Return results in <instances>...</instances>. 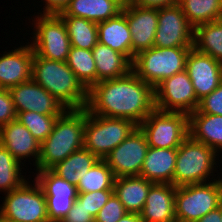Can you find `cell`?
<instances>
[{
    "label": "cell",
    "mask_w": 222,
    "mask_h": 222,
    "mask_svg": "<svg viewBox=\"0 0 222 222\" xmlns=\"http://www.w3.org/2000/svg\"><path fill=\"white\" fill-rule=\"evenodd\" d=\"M33 184V185H32ZM5 195L0 205V214L16 222H49L46 199L40 185L27 181Z\"/></svg>",
    "instance_id": "obj_9"
},
{
    "label": "cell",
    "mask_w": 222,
    "mask_h": 222,
    "mask_svg": "<svg viewBox=\"0 0 222 222\" xmlns=\"http://www.w3.org/2000/svg\"><path fill=\"white\" fill-rule=\"evenodd\" d=\"M32 80L53 95L66 109H83L88 90L66 62L44 59L34 54Z\"/></svg>",
    "instance_id": "obj_3"
},
{
    "label": "cell",
    "mask_w": 222,
    "mask_h": 222,
    "mask_svg": "<svg viewBox=\"0 0 222 222\" xmlns=\"http://www.w3.org/2000/svg\"><path fill=\"white\" fill-rule=\"evenodd\" d=\"M0 222H16V221L9 220L0 214Z\"/></svg>",
    "instance_id": "obj_44"
},
{
    "label": "cell",
    "mask_w": 222,
    "mask_h": 222,
    "mask_svg": "<svg viewBox=\"0 0 222 222\" xmlns=\"http://www.w3.org/2000/svg\"><path fill=\"white\" fill-rule=\"evenodd\" d=\"M175 191L173 184L154 183L140 212L143 222H173L175 218Z\"/></svg>",
    "instance_id": "obj_20"
},
{
    "label": "cell",
    "mask_w": 222,
    "mask_h": 222,
    "mask_svg": "<svg viewBox=\"0 0 222 222\" xmlns=\"http://www.w3.org/2000/svg\"><path fill=\"white\" fill-rule=\"evenodd\" d=\"M17 119V113L8 89L0 87V127Z\"/></svg>",
    "instance_id": "obj_38"
},
{
    "label": "cell",
    "mask_w": 222,
    "mask_h": 222,
    "mask_svg": "<svg viewBox=\"0 0 222 222\" xmlns=\"http://www.w3.org/2000/svg\"><path fill=\"white\" fill-rule=\"evenodd\" d=\"M222 204V178L210 182L177 186L175 218L182 222H197Z\"/></svg>",
    "instance_id": "obj_6"
},
{
    "label": "cell",
    "mask_w": 222,
    "mask_h": 222,
    "mask_svg": "<svg viewBox=\"0 0 222 222\" xmlns=\"http://www.w3.org/2000/svg\"><path fill=\"white\" fill-rule=\"evenodd\" d=\"M92 56L96 65L97 83L123 77L132 70V62L124 54L99 42L92 48Z\"/></svg>",
    "instance_id": "obj_26"
},
{
    "label": "cell",
    "mask_w": 222,
    "mask_h": 222,
    "mask_svg": "<svg viewBox=\"0 0 222 222\" xmlns=\"http://www.w3.org/2000/svg\"><path fill=\"white\" fill-rule=\"evenodd\" d=\"M35 181L44 192L49 222H61L77 199V187L51 169L35 171Z\"/></svg>",
    "instance_id": "obj_12"
},
{
    "label": "cell",
    "mask_w": 222,
    "mask_h": 222,
    "mask_svg": "<svg viewBox=\"0 0 222 222\" xmlns=\"http://www.w3.org/2000/svg\"><path fill=\"white\" fill-rule=\"evenodd\" d=\"M124 7L121 0H70L59 16H73L100 23L118 16Z\"/></svg>",
    "instance_id": "obj_22"
},
{
    "label": "cell",
    "mask_w": 222,
    "mask_h": 222,
    "mask_svg": "<svg viewBox=\"0 0 222 222\" xmlns=\"http://www.w3.org/2000/svg\"><path fill=\"white\" fill-rule=\"evenodd\" d=\"M66 63L88 91L97 84L96 65L92 50L71 46Z\"/></svg>",
    "instance_id": "obj_31"
},
{
    "label": "cell",
    "mask_w": 222,
    "mask_h": 222,
    "mask_svg": "<svg viewBox=\"0 0 222 222\" xmlns=\"http://www.w3.org/2000/svg\"><path fill=\"white\" fill-rule=\"evenodd\" d=\"M86 108L67 109L59 116L53 131L41 143L34 171L51 169L70 154L84 147Z\"/></svg>",
    "instance_id": "obj_2"
},
{
    "label": "cell",
    "mask_w": 222,
    "mask_h": 222,
    "mask_svg": "<svg viewBox=\"0 0 222 222\" xmlns=\"http://www.w3.org/2000/svg\"><path fill=\"white\" fill-rule=\"evenodd\" d=\"M0 144L21 164L24 165L27 160L29 163L30 160H34L33 167L37 166L41 143L17 119L0 127Z\"/></svg>",
    "instance_id": "obj_19"
},
{
    "label": "cell",
    "mask_w": 222,
    "mask_h": 222,
    "mask_svg": "<svg viewBox=\"0 0 222 222\" xmlns=\"http://www.w3.org/2000/svg\"><path fill=\"white\" fill-rule=\"evenodd\" d=\"M197 110L200 113L222 116V82L209 95L199 100Z\"/></svg>",
    "instance_id": "obj_37"
},
{
    "label": "cell",
    "mask_w": 222,
    "mask_h": 222,
    "mask_svg": "<svg viewBox=\"0 0 222 222\" xmlns=\"http://www.w3.org/2000/svg\"><path fill=\"white\" fill-rule=\"evenodd\" d=\"M98 160L92 152L83 147L70 154L65 160L57 163L51 170L66 181L77 186L84 173Z\"/></svg>",
    "instance_id": "obj_27"
},
{
    "label": "cell",
    "mask_w": 222,
    "mask_h": 222,
    "mask_svg": "<svg viewBox=\"0 0 222 222\" xmlns=\"http://www.w3.org/2000/svg\"><path fill=\"white\" fill-rule=\"evenodd\" d=\"M185 71L192 81L198 100L209 95L222 82V63L194 47L187 56Z\"/></svg>",
    "instance_id": "obj_17"
},
{
    "label": "cell",
    "mask_w": 222,
    "mask_h": 222,
    "mask_svg": "<svg viewBox=\"0 0 222 222\" xmlns=\"http://www.w3.org/2000/svg\"><path fill=\"white\" fill-rule=\"evenodd\" d=\"M61 115H42L34 111H25L17 114V120L30 131L39 143H42L53 131L56 120Z\"/></svg>",
    "instance_id": "obj_34"
},
{
    "label": "cell",
    "mask_w": 222,
    "mask_h": 222,
    "mask_svg": "<svg viewBox=\"0 0 222 222\" xmlns=\"http://www.w3.org/2000/svg\"><path fill=\"white\" fill-rule=\"evenodd\" d=\"M178 4L193 28L222 19V0H179Z\"/></svg>",
    "instance_id": "obj_29"
},
{
    "label": "cell",
    "mask_w": 222,
    "mask_h": 222,
    "mask_svg": "<svg viewBox=\"0 0 222 222\" xmlns=\"http://www.w3.org/2000/svg\"><path fill=\"white\" fill-rule=\"evenodd\" d=\"M122 12L125 14L132 41V62L135 56L153 47L158 25V8L142 7L127 2Z\"/></svg>",
    "instance_id": "obj_15"
},
{
    "label": "cell",
    "mask_w": 222,
    "mask_h": 222,
    "mask_svg": "<svg viewBox=\"0 0 222 222\" xmlns=\"http://www.w3.org/2000/svg\"><path fill=\"white\" fill-rule=\"evenodd\" d=\"M98 42L124 54L132 62V41L127 18L123 12L97 23Z\"/></svg>",
    "instance_id": "obj_24"
},
{
    "label": "cell",
    "mask_w": 222,
    "mask_h": 222,
    "mask_svg": "<svg viewBox=\"0 0 222 222\" xmlns=\"http://www.w3.org/2000/svg\"><path fill=\"white\" fill-rule=\"evenodd\" d=\"M25 165L21 164L3 145L0 144V192L8 193L21 187L30 179L22 175ZM23 169V170H22Z\"/></svg>",
    "instance_id": "obj_32"
},
{
    "label": "cell",
    "mask_w": 222,
    "mask_h": 222,
    "mask_svg": "<svg viewBox=\"0 0 222 222\" xmlns=\"http://www.w3.org/2000/svg\"><path fill=\"white\" fill-rule=\"evenodd\" d=\"M219 155L214 149L188 136L177 148L173 185L204 183L220 178L218 171L222 170L219 165L222 164V156ZM218 167L219 170H216Z\"/></svg>",
    "instance_id": "obj_4"
},
{
    "label": "cell",
    "mask_w": 222,
    "mask_h": 222,
    "mask_svg": "<svg viewBox=\"0 0 222 222\" xmlns=\"http://www.w3.org/2000/svg\"><path fill=\"white\" fill-rule=\"evenodd\" d=\"M193 47L222 63V19L195 27Z\"/></svg>",
    "instance_id": "obj_28"
},
{
    "label": "cell",
    "mask_w": 222,
    "mask_h": 222,
    "mask_svg": "<svg viewBox=\"0 0 222 222\" xmlns=\"http://www.w3.org/2000/svg\"><path fill=\"white\" fill-rule=\"evenodd\" d=\"M148 148L144 133L137 127L104 158V161L116 178L139 176Z\"/></svg>",
    "instance_id": "obj_14"
},
{
    "label": "cell",
    "mask_w": 222,
    "mask_h": 222,
    "mask_svg": "<svg viewBox=\"0 0 222 222\" xmlns=\"http://www.w3.org/2000/svg\"><path fill=\"white\" fill-rule=\"evenodd\" d=\"M221 221H222V204H221Z\"/></svg>",
    "instance_id": "obj_46"
},
{
    "label": "cell",
    "mask_w": 222,
    "mask_h": 222,
    "mask_svg": "<svg viewBox=\"0 0 222 222\" xmlns=\"http://www.w3.org/2000/svg\"><path fill=\"white\" fill-rule=\"evenodd\" d=\"M129 3L142 7L161 8L179 3V0H129Z\"/></svg>",
    "instance_id": "obj_41"
},
{
    "label": "cell",
    "mask_w": 222,
    "mask_h": 222,
    "mask_svg": "<svg viewBox=\"0 0 222 222\" xmlns=\"http://www.w3.org/2000/svg\"><path fill=\"white\" fill-rule=\"evenodd\" d=\"M153 184L140 175L115 178L114 195L119 198L127 213L140 214Z\"/></svg>",
    "instance_id": "obj_25"
},
{
    "label": "cell",
    "mask_w": 222,
    "mask_h": 222,
    "mask_svg": "<svg viewBox=\"0 0 222 222\" xmlns=\"http://www.w3.org/2000/svg\"><path fill=\"white\" fill-rule=\"evenodd\" d=\"M118 222H143L140 214L127 213Z\"/></svg>",
    "instance_id": "obj_43"
},
{
    "label": "cell",
    "mask_w": 222,
    "mask_h": 222,
    "mask_svg": "<svg viewBox=\"0 0 222 222\" xmlns=\"http://www.w3.org/2000/svg\"><path fill=\"white\" fill-rule=\"evenodd\" d=\"M189 136L222 154V116L200 113L188 115ZM220 152V153H219Z\"/></svg>",
    "instance_id": "obj_23"
},
{
    "label": "cell",
    "mask_w": 222,
    "mask_h": 222,
    "mask_svg": "<svg viewBox=\"0 0 222 222\" xmlns=\"http://www.w3.org/2000/svg\"><path fill=\"white\" fill-rule=\"evenodd\" d=\"M7 51L0 54V87L9 89L32 79L34 51L29 41Z\"/></svg>",
    "instance_id": "obj_18"
},
{
    "label": "cell",
    "mask_w": 222,
    "mask_h": 222,
    "mask_svg": "<svg viewBox=\"0 0 222 222\" xmlns=\"http://www.w3.org/2000/svg\"><path fill=\"white\" fill-rule=\"evenodd\" d=\"M61 222H95V218L76 200Z\"/></svg>",
    "instance_id": "obj_39"
},
{
    "label": "cell",
    "mask_w": 222,
    "mask_h": 222,
    "mask_svg": "<svg viewBox=\"0 0 222 222\" xmlns=\"http://www.w3.org/2000/svg\"><path fill=\"white\" fill-rule=\"evenodd\" d=\"M191 48H157L153 46L135 56L132 62V71L155 88L164 79L185 70L186 59Z\"/></svg>",
    "instance_id": "obj_5"
},
{
    "label": "cell",
    "mask_w": 222,
    "mask_h": 222,
    "mask_svg": "<svg viewBox=\"0 0 222 222\" xmlns=\"http://www.w3.org/2000/svg\"><path fill=\"white\" fill-rule=\"evenodd\" d=\"M177 148H153L147 150L140 176L152 183L173 184Z\"/></svg>",
    "instance_id": "obj_21"
},
{
    "label": "cell",
    "mask_w": 222,
    "mask_h": 222,
    "mask_svg": "<svg viewBox=\"0 0 222 222\" xmlns=\"http://www.w3.org/2000/svg\"><path fill=\"white\" fill-rule=\"evenodd\" d=\"M124 4H126L127 2H129V0H121Z\"/></svg>",
    "instance_id": "obj_45"
},
{
    "label": "cell",
    "mask_w": 222,
    "mask_h": 222,
    "mask_svg": "<svg viewBox=\"0 0 222 222\" xmlns=\"http://www.w3.org/2000/svg\"><path fill=\"white\" fill-rule=\"evenodd\" d=\"M16 113L34 111L42 115L63 114L67 109L32 79L8 89Z\"/></svg>",
    "instance_id": "obj_16"
},
{
    "label": "cell",
    "mask_w": 222,
    "mask_h": 222,
    "mask_svg": "<svg viewBox=\"0 0 222 222\" xmlns=\"http://www.w3.org/2000/svg\"><path fill=\"white\" fill-rule=\"evenodd\" d=\"M127 214L116 195H112L95 217V222H118Z\"/></svg>",
    "instance_id": "obj_36"
},
{
    "label": "cell",
    "mask_w": 222,
    "mask_h": 222,
    "mask_svg": "<svg viewBox=\"0 0 222 222\" xmlns=\"http://www.w3.org/2000/svg\"><path fill=\"white\" fill-rule=\"evenodd\" d=\"M137 127L131 120L93 115L86 109L84 148L104 160Z\"/></svg>",
    "instance_id": "obj_8"
},
{
    "label": "cell",
    "mask_w": 222,
    "mask_h": 222,
    "mask_svg": "<svg viewBox=\"0 0 222 222\" xmlns=\"http://www.w3.org/2000/svg\"><path fill=\"white\" fill-rule=\"evenodd\" d=\"M194 28L179 4L158 8L154 47H193Z\"/></svg>",
    "instance_id": "obj_13"
},
{
    "label": "cell",
    "mask_w": 222,
    "mask_h": 222,
    "mask_svg": "<svg viewBox=\"0 0 222 222\" xmlns=\"http://www.w3.org/2000/svg\"><path fill=\"white\" fill-rule=\"evenodd\" d=\"M155 109L187 115L196 111L199 100L187 72L174 74L154 88Z\"/></svg>",
    "instance_id": "obj_11"
},
{
    "label": "cell",
    "mask_w": 222,
    "mask_h": 222,
    "mask_svg": "<svg viewBox=\"0 0 222 222\" xmlns=\"http://www.w3.org/2000/svg\"><path fill=\"white\" fill-rule=\"evenodd\" d=\"M113 194L114 190L78 193L76 201L95 218Z\"/></svg>",
    "instance_id": "obj_35"
},
{
    "label": "cell",
    "mask_w": 222,
    "mask_h": 222,
    "mask_svg": "<svg viewBox=\"0 0 222 222\" xmlns=\"http://www.w3.org/2000/svg\"><path fill=\"white\" fill-rule=\"evenodd\" d=\"M86 109L93 115L122 118L139 125L155 109L154 88L132 70L98 82L88 91Z\"/></svg>",
    "instance_id": "obj_1"
},
{
    "label": "cell",
    "mask_w": 222,
    "mask_h": 222,
    "mask_svg": "<svg viewBox=\"0 0 222 222\" xmlns=\"http://www.w3.org/2000/svg\"><path fill=\"white\" fill-rule=\"evenodd\" d=\"M197 222H222L221 221V205L208 214L204 215Z\"/></svg>",
    "instance_id": "obj_42"
},
{
    "label": "cell",
    "mask_w": 222,
    "mask_h": 222,
    "mask_svg": "<svg viewBox=\"0 0 222 222\" xmlns=\"http://www.w3.org/2000/svg\"><path fill=\"white\" fill-rule=\"evenodd\" d=\"M43 3V11L38 10V14H56L63 12L69 5L70 0H41ZM45 3V4H44Z\"/></svg>",
    "instance_id": "obj_40"
},
{
    "label": "cell",
    "mask_w": 222,
    "mask_h": 222,
    "mask_svg": "<svg viewBox=\"0 0 222 222\" xmlns=\"http://www.w3.org/2000/svg\"><path fill=\"white\" fill-rule=\"evenodd\" d=\"M66 27L70 44L73 47L92 50L98 43L97 23L84 18L60 16Z\"/></svg>",
    "instance_id": "obj_30"
},
{
    "label": "cell",
    "mask_w": 222,
    "mask_h": 222,
    "mask_svg": "<svg viewBox=\"0 0 222 222\" xmlns=\"http://www.w3.org/2000/svg\"><path fill=\"white\" fill-rule=\"evenodd\" d=\"M32 16L27 19L29 22L32 20L30 44L34 54L44 59L66 62L71 44L63 19L56 14L34 13Z\"/></svg>",
    "instance_id": "obj_7"
},
{
    "label": "cell",
    "mask_w": 222,
    "mask_h": 222,
    "mask_svg": "<svg viewBox=\"0 0 222 222\" xmlns=\"http://www.w3.org/2000/svg\"><path fill=\"white\" fill-rule=\"evenodd\" d=\"M138 127L153 148H178L189 136L188 115L154 109Z\"/></svg>",
    "instance_id": "obj_10"
},
{
    "label": "cell",
    "mask_w": 222,
    "mask_h": 222,
    "mask_svg": "<svg viewBox=\"0 0 222 222\" xmlns=\"http://www.w3.org/2000/svg\"><path fill=\"white\" fill-rule=\"evenodd\" d=\"M115 176L108 164L99 159L77 184L78 193H88L101 190H113Z\"/></svg>",
    "instance_id": "obj_33"
}]
</instances>
